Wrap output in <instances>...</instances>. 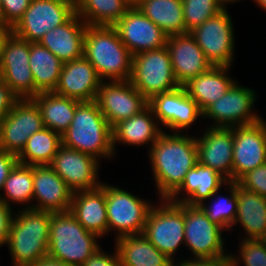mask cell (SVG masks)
<instances>
[{
	"label": "cell",
	"mask_w": 266,
	"mask_h": 266,
	"mask_svg": "<svg viewBox=\"0 0 266 266\" xmlns=\"http://www.w3.org/2000/svg\"><path fill=\"white\" fill-rule=\"evenodd\" d=\"M112 242L122 266H172L174 263L143 234L123 236Z\"/></svg>",
	"instance_id": "f546056e"
},
{
	"label": "cell",
	"mask_w": 266,
	"mask_h": 266,
	"mask_svg": "<svg viewBox=\"0 0 266 266\" xmlns=\"http://www.w3.org/2000/svg\"><path fill=\"white\" fill-rule=\"evenodd\" d=\"M0 200L14 210L32 208L33 166L21 163L14 166L3 184Z\"/></svg>",
	"instance_id": "836d02e7"
},
{
	"label": "cell",
	"mask_w": 266,
	"mask_h": 266,
	"mask_svg": "<svg viewBox=\"0 0 266 266\" xmlns=\"http://www.w3.org/2000/svg\"><path fill=\"white\" fill-rule=\"evenodd\" d=\"M95 101L111 127L148 106V100L129 80L102 81Z\"/></svg>",
	"instance_id": "e0dca14e"
},
{
	"label": "cell",
	"mask_w": 266,
	"mask_h": 266,
	"mask_svg": "<svg viewBox=\"0 0 266 266\" xmlns=\"http://www.w3.org/2000/svg\"><path fill=\"white\" fill-rule=\"evenodd\" d=\"M30 42L11 30L5 36L0 53V77L20 99L35 96L34 77L29 66Z\"/></svg>",
	"instance_id": "4fadbf2b"
},
{
	"label": "cell",
	"mask_w": 266,
	"mask_h": 266,
	"mask_svg": "<svg viewBox=\"0 0 266 266\" xmlns=\"http://www.w3.org/2000/svg\"><path fill=\"white\" fill-rule=\"evenodd\" d=\"M132 0H82L76 13L91 26H113L132 6Z\"/></svg>",
	"instance_id": "8d00e7d4"
},
{
	"label": "cell",
	"mask_w": 266,
	"mask_h": 266,
	"mask_svg": "<svg viewBox=\"0 0 266 266\" xmlns=\"http://www.w3.org/2000/svg\"><path fill=\"white\" fill-rule=\"evenodd\" d=\"M19 99L0 77V122Z\"/></svg>",
	"instance_id": "ee69618b"
},
{
	"label": "cell",
	"mask_w": 266,
	"mask_h": 266,
	"mask_svg": "<svg viewBox=\"0 0 266 266\" xmlns=\"http://www.w3.org/2000/svg\"><path fill=\"white\" fill-rule=\"evenodd\" d=\"M114 185L105 181L108 236L113 234L115 241L123 236L143 234L147 216L156 200Z\"/></svg>",
	"instance_id": "8992f818"
},
{
	"label": "cell",
	"mask_w": 266,
	"mask_h": 266,
	"mask_svg": "<svg viewBox=\"0 0 266 266\" xmlns=\"http://www.w3.org/2000/svg\"><path fill=\"white\" fill-rule=\"evenodd\" d=\"M146 154L156 199H169L198 163L196 133L163 132Z\"/></svg>",
	"instance_id": "6da1fadb"
},
{
	"label": "cell",
	"mask_w": 266,
	"mask_h": 266,
	"mask_svg": "<svg viewBox=\"0 0 266 266\" xmlns=\"http://www.w3.org/2000/svg\"><path fill=\"white\" fill-rule=\"evenodd\" d=\"M75 13L74 8L58 0H31L11 31L31 43L39 42L48 31L63 25Z\"/></svg>",
	"instance_id": "9a60e30c"
},
{
	"label": "cell",
	"mask_w": 266,
	"mask_h": 266,
	"mask_svg": "<svg viewBox=\"0 0 266 266\" xmlns=\"http://www.w3.org/2000/svg\"><path fill=\"white\" fill-rule=\"evenodd\" d=\"M227 182L218 172L198 162L187 172L182 185L169 200L174 203L199 205Z\"/></svg>",
	"instance_id": "83f0119b"
},
{
	"label": "cell",
	"mask_w": 266,
	"mask_h": 266,
	"mask_svg": "<svg viewBox=\"0 0 266 266\" xmlns=\"http://www.w3.org/2000/svg\"><path fill=\"white\" fill-rule=\"evenodd\" d=\"M101 164L91 155L61 145L50 166L73 192H77L102 185Z\"/></svg>",
	"instance_id": "2e32d148"
},
{
	"label": "cell",
	"mask_w": 266,
	"mask_h": 266,
	"mask_svg": "<svg viewBox=\"0 0 266 266\" xmlns=\"http://www.w3.org/2000/svg\"><path fill=\"white\" fill-rule=\"evenodd\" d=\"M10 29L7 26H0V53L3 40L5 36L9 33Z\"/></svg>",
	"instance_id": "c3c4849f"
},
{
	"label": "cell",
	"mask_w": 266,
	"mask_h": 266,
	"mask_svg": "<svg viewBox=\"0 0 266 266\" xmlns=\"http://www.w3.org/2000/svg\"><path fill=\"white\" fill-rule=\"evenodd\" d=\"M237 206L236 182L232 181H228L210 198L199 204L207 217L228 234L237 215Z\"/></svg>",
	"instance_id": "e575fe53"
},
{
	"label": "cell",
	"mask_w": 266,
	"mask_h": 266,
	"mask_svg": "<svg viewBox=\"0 0 266 266\" xmlns=\"http://www.w3.org/2000/svg\"><path fill=\"white\" fill-rule=\"evenodd\" d=\"M38 106L44 127L62 135L71 125L80 101L60 96L54 92H42L31 98Z\"/></svg>",
	"instance_id": "4dcf8cb0"
},
{
	"label": "cell",
	"mask_w": 266,
	"mask_h": 266,
	"mask_svg": "<svg viewBox=\"0 0 266 266\" xmlns=\"http://www.w3.org/2000/svg\"><path fill=\"white\" fill-rule=\"evenodd\" d=\"M103 248H105V245L96 250L82 266H122L114 245L112 252L110 251L111 249L108 252V250L105 251Z\"/></svg>",
	"instance_id": "b9f144b4"
},
{
	"label": "cell",
	"mask_w": 266,
	"mask_h": 266,
	"mask_svg": "<svg viewBox=\"0 0 266 266\" xmlns=\"http://www.w3.org/2000/svg\"><path fill=\"white\" fill-rule=\"evenodd\" d=\"M87 24L75 13L66 23L48 31L39 44L63 63L83 57Z\"/></svg>",
	"instance_id": "4316f807"
},
{
	"label": "cell",
	"mask_w": 266,
	"mask_h": 266,
	"mask_svg": "<svg viewBox=\"0 0 266 266\" xmlns=\"http://www.w3.org/2000/svg\"><path fill=\"white\" fill-rule=\"evenodd\" d=\"M238 240L236 248L239 250L229 251L231 266H266L264 239H237V242Z\"/></svg>",
	"instance_id": "74e56055"
},
{
	"label": "cell",
	"mask_w": 266,
	"mask_h": 266,
	"mask_svg": "<svg viewBox=\"0 0 266 266\" xmlns=\"http://www.w3.org/2000/svg\"><path fill=\"white\" fill-rule=\"evenodd\" d=\"M113 27L132 56L166 46L168 35L134 4Z\"/></svg>",
	"instance_id": "d6986e66"
},
{
	"label": "cell",
	"mask_w": 266,
	"mask_h": 266,
	"mask_svg": "<svg viewBox=\"0 0 266 266\" xmlns=\"http://www.w3.org/2000/svg\"><path fill=\"white\" fill-rule=\"evenodd\" d=\"M30 266H70V265H67L56 258L46 255L44 257H41L38 261L31 264Z\"/></svg>",
	"instance_id": "7dc6e473"
},
{
	"label": "cell",
	"mask_w": 266,
	"mask_h": 266,
	"mask_svg": "<svg viewBox=\"0 0 266 266\" xmlns=\"http://www.w3.org/2000/svg\"><path fill=\"white\" fill-rule=\"evenodd\" d=\"M166 47L174 76L180 86L212 67L190 32L169 35Z\"/></svg>",
	"instance_id": "7402d4cb"
},
{
	"label": "cell",
	"mask_w": 266,
	"mask_h": 266,
	"mask_svg": "<svg viewBox=\"0 0 266 266\" xmlns=\"http://www.w3.org/2000/svg\"><path fill=\"white\" fill-rule=\"evenodd\" d=\"M233 67L212 66L208 71L190 79L183 85L187 94L203 112L209 105L219 100L237 81L231 77Z\"/></svg>",
	"instance_id": "f1b7e54d"
},
{
	"label": "cell",
	"mask_w": 266,
	"mask_h": 266,
	"mask_svg": "<svg viewBox=\"0 0 266 266\" xmlns=\"http://www.w3.org/2000/svg\"><path fill=\"white\" fill-rule=\"evenodd\" d=\"M58 1L64 2L76 10L82 0H58Z\"/></svg>",
	"instance_id": "681fc988"
},
{
	"label": "cell",
	"mask_w": 266,
	"mask_h": 266,
	"mask_svg": "<svg viewBox=\"0 0 266 266\" xmlns=\"http://www.w3.org/2000/svg\"><path fill=\"white\" fill-rule=\"evenodd\" d=\"M185 30L192 31L225 7L220 0H182Z\"/></svg>",
	"instance_id": "f35d334b"
},
{
	"label": "cell",
	"mask_w": 266,
	"mask_h": 266,
	"mask_svg": "<svg viewBox=\"0 0 266 266\" xmlns=\"http://www.w3.org/2000/svg\"><path fill=\"white\" fill-rule=\"evenodd\" d=\"M177 204L184 211L185 251L187 250V254H184L186 255L185 259L203 260L229 257L230 249L228 250L226 243L231 237L226 238L229 237L227 232L212 222L199 205Z\"/></svg>",
	"instance_id": "52a82bcc"
},
{
	"label": "cell",
	"mask_w": 266,
	"mask_h": 266,
	"mask_svg": "<svg viewBox=\"0 0 266 266\" xmlns=\"http://www.w3.org/2000/svg\"><path fill=\"white\" fill-rule=\"evenodd\" d=\"M61 145V135L44 127L28 138L24 149L17 156L18 163L30 166L50 165Z\"/></svg>",
	"instance_id": "d590c367"
},
{
	"label": "cell",
	"mask_w": 266,
	"mask_h": 266,
	"mask_svg": "<svg viewBox=\"0 0 266 266\" xmlns=\"http://www.w3.org/2000/svg\"><path fill=\"white\" fill-rule=\"evenodd\" d=\"M184 227L183 209L169 199H157L147 216L143 235L159 251L177 262L185 259Z\"/></svg>",
	"instance_id": "ba28073f"
},
{
	"label": "cell",
	"mask_w": 266,
	"mask_h": 266,
	"mask_svg": "<svg viewBox=\"0 0 266 266\" xmlns=\"http://www.w3.org/2000/svg\"><path fill=\"white\" fill-rule=\"evenodd\" d=\"M73 193L50 165L33 166V209L52 213L67 212Z\"/></svg>",
	"instance_id": "44dd1931"
},
{
	"label": "cell",
	"mask_w": 266,
	"mask_h": 266,
	"mask_svg": "<svg viewBox=\"0 0 266 266\" xmlns=\"http://www.w3.org/2000/svg\"><path fill=\"white\" fill-rule=\"evenodd\" d=\"M101 83L96 69L83 56L63 64L54 93L80 102L95 101Z\"/></svg>",
	"instance_id": "603a6c76"
},
{
	"label": "cell",
	"mask_w": 266,
	"mask_h": 266,
	"mask_svg": "<svg viewBox=\"0 0 266 266\" xmlns=\"http://www.w3.org/2000/svg\"><path fill=\"white\" fill-rule=\"evenodd\" d=\"M69 211L86 230L108 237L105 181L96 189L74 192Z\"/></svg>",
	"instance_id": "484cf974"
},
{
	"label": "cell",
	"mask_w": 266,
	"mask_h": 266,
	"mask_svg": "<svg viewBox=\"0 0 266 266\" xmlns=\"http://www.w3.org/2000/svg\"><path fill=\"white\" fill-rule=\"evenodd\" d=\"M266 163V118L234 127L233 182Z\"/></svg>",
	"instance_id": "ffe728a7"
},
{
	"label": "cell",
	"mask_w": 266,
	"mask_h": 266,
	"mask_svg": "<svg viewBox=\"0 0 266 266\" xmlns=\"http://www.w3.org/2000/svg\"><path fill=\"white\" fill-rule=\"evenodd\" d=\"M228 8L190 31L212 66L232 67L236 62L237 35Z\"/></svg>",
	"instance_id": "30bf717a"
},
{
	"label": "cell",
	"mask_w": 266,
	"mask_h": 266,
	"mask_svg": "<svg viewBox=\"0 0 266 266\" xmlns=\"http://www.w3.org/2000/svg\"><path fill=\"white\" fill-rule=\"evenodd\" d=\"M242 1L244 0H220L221 4L225 7V8H228L230 9V5H234L235 3L238 4V2L242 3ZM229 5V6H228Z\"/></svg>",
	"instance_id": "f907efd6"
},
{
	"label": "cell",
	"mask_w": 266,
	"mask_h": 266,
	"mask_svg": "<svg viewBox=\"0 0 266 266\" xmlns=\"http://www.w3.org/2000/svg\"><path fill=\"white\" fill-rule=\"evenodd\" d=\"M148 105L152 108L163 132L189 133L194 131L191 129L198 121L201 126L203 124V121H200L203 119V112L183 86L154 95L148 101Z\"/></svg>",
	"instance_id": "7c38bea8"
},
{
	"label": "cell",
	"mask_w": 266,
	"mask_h": 266,
	"mask_svg": "<svg viewBox=\"0 0 266 266\" xmlns=\"http://www.w3.org/2000/svg\"><path fill=\"white\" fill-rule=\"evenodd\" d=\"M101 240L97 234L86 230L70 211L53 213L47 255L70 266H82L103 246Z\"/></svg>",
	"instance_id": "5b68a950"
},
{
	"label": "cell",
	"mask_w": 266,
	"mask_h": 266,
	"mask_svg": "<svg viewBox=\"0 0 266 266\" xmlns=\"http://www.w3.org/2000/svg\"><path fill=\"white\" fill-rule=\"evenodd\" d=\"M44 128L43 119L31 98L19 99L0 122V150L18 156L28 138Z\"/></svg>",
	"instance_id": "5bb4252c"
},
{
	"label": "cell",
	"mask_w": 266,
	"mask_h": 266,
	"mask_svg": "<svg viewBox=\"0 0 266 266\" xmlns=\"http://www.w3.org/2000/svg\"><path fill=\"white\" fill-rule=\"evenodd\" d=\"M62 145L88 154L101 163L116 159L112 144V127L96 101L80 102L68 129L61 135ZM110 160V161H109Z\"/></svg>",
	"instance_id": "7a4b0ae2"
},
{
	"label": "cell",
	"mask_w": 266,
	"mask_h": 266,
	"mask_svg": "<svg viewBox=\"0 0 266 266\" xmlns=\"http://www.w3.org/2000/svg\"><path fill=\"white\" fill-rule=\"evenodd\" d=\"M52 214L33 208L15 211L6 246L11 266H30L47 255Z\"/></svg>",
	"instance_id": "3957f363"
},
{
	"label": "cell",
	"mask_w": 266,
	"mask_h": 266,
	"mask_svg": "<svg viewBox=\"0 0 266 266\" xmlns=\"http://www.w3.org/2000/svg\"><path fill=\"white\" fill-rule=\"evenodd\" d=\"M63 64L46 47L30 42L29 66L34 77L35 95L55 91Z\"/></svg>",
	"instance_id": "1f68e13d"
},
{
	"label": "cell",
	"mask_w": 266,
	"mask_h": 266,
	"mask_svg": "<svg viewBox=\"0 0 266 266\" xmlns=\"http://www.w3.org/2000/svg\"><path fill=\"white\" fill-rule=\"evenodd\" d=\"M31 0H2L0 21L10 30L22 18Z\"/></svg>",
	"instance_id": "ab89813d"
},
{
	"label": "cell",
	"mask_w": 266,
	"mask_h": 266,
	"mask_svg": "<svg viewBox=\"0 0 266 266\" xmlns=\"http://www.w3.org/2000/svg\"><path fill=\"white\" fill-rule=\"evenodd\" d=\"M129 81L148 101L180 87L166 46L133 55Z\"/></svg>",
	"instance_id": "8fae6325"
},
{
	"label": "cell",
	"mask_w": 266,
	"mask_h": 266,
	"mask_svg": "<svg viewBox=\"0 0 266 266\" xmlns=\"http://www.w3.org/2000/svg\"><path fill=\"white\" fill-rule=\"evenodd\" d=\"M240 84L239 80L236 81L223 97L203 111L202 121L209 122L205 126L232 128L251 125L263 118V114L255 109L259 99L257 90Z\"/></svg>",
	"instance_id": "9c48e42d"
},
{
	"label": "cell",
	"mask_w": 266,
	"mask_h": 266,
	"mask_svg": "<svg viewBox=\"0 0 266 266\" xmlns=\"http://www.w3.org/2000/svg\"><path fill=\"white\" fill-rule=\"evenodd\" d=\"M205 127L195 131L198 162L233 182L234 127Z\"/></svg>",
	"instance_id": "ac0fdd59"
},
{
	"label": "cell",
	"mask_w": 266,
	"mask_h": 266,
	"mask_svg": "<svg viewBox=\"0 0 266 266\" xmlns=\"http://www.w3.org/2000/svg\"><path fill=\"white\" fill-rule=\"evenodd\" d=\"M2 0H0V13H1Z\"/></svg>",
	"instance_id": "f5cc1de1"
},
{
	"label": "cell",
	"mask_w": 266,
	"mask_h": 266,
	"mask_svg": "<svg viewBox=\"0 0 266 266\" xmlns=\"http://www.w3.org/2000/svg\"><path fill=\"white\" fill-rule=\"evenodd\" d=\"M252 2L266 12V0H252Z\"/></svg>",
	"instance_id": "816d5d0a"
},
{
	"label": "cell",
	"mask_w": 266,
	"mask_h": 266,
	"mask_svg": "<svg viewBox=\"0 0 266 266\" xmlns=\"http://www.w3.org/2000/svg\"><path fill=\"white\" fill-rule=\"evenodd\" d=\"M172 266H231L229 257L203 260L183 259L174 262Z\"/></svg>",
	"instance_id": "bcb514c9"
},
{
	"label": "cell",
	"mask_w": 266,
	"mask_h": 266,
	"mask_svg": "<svg viewBox=\"0 0 266 266\" xmlns=\"http://www.w3.org/2000/svg\"><path fill=\"white\" fill-rule=\"evenodd\" d=\"M83 56L94 66L102 81L130 79L133 56L113 26L87 25Z\"/></svg>",
	"instance_id": "277c9868"
},
{
	"label": "cell",
	"mask_w": 266,
	"mask_h": 266,
	"mask_svg": "<svg viewBox=\"0 0 266 266\" xmlns=\"http://www.w3.org/2000/svg\"><path fill=\"white\" fill-rule=\"evenodd\" d=\"M15 211L11 206L0 200V249H4L7 246L11 222Z\"/></svg>",
	"instance_id": "7bdbcfd3"
},
{
	"label": "cell",
	"mask_w": 266,
	"mask_h": 266,
	"mask_svg": "<svg viewBox=\"0 0 266 266\" xmlns=\"http://www.w3.org/2000/svg\"><path fill=\"white\" fill-rule=\"evenodd\" d=\"M237 183L266 198V163L244 174Z\"/></svg>",
	"instance_id": "60d3db41"
},
{
	"label": "cell",
	"mask_w": 266,
	"mask_h": 266,
	"mask_svg": "<svg viewBox=\"0 0 266 266\" xmlns=\"http://www.w3.org/2000/svg\"><path fill=\"white\" fill-rule=\"evenodd\" d=\"M236 194L237 215L231 227L230 236L238 229L240 234L236 235L238 237L236 239L266 238V198L257 192L244 189L237 182Z\"/></svg>",
	"instance_id": "d4e9b609"
},
{
	"label": "cell",
	"mask_w": 266,
	"mask_h": 266,
	"mask_svg": "<svg viewBox=\"0 0 266 266\" xmlns=\"http://www.w3.org/2000/svg\"><path fill=\"white\" fill-rule=\"evenodd\" d=\"M134 5L168 36L188 33L182 0H135Z\"/></svg>",
	"instance_id": "d6a6232c"
},
{
	"label": "cell",
	"mask_w": 266,
	"mask_h": 266,
	"mask_svg": "<svg viewBox=\"0 0 266 266\" xmlns=\"http://www.w3.org/2000/svg\"><path fill=\"white\" fill-rule=\"evenodd\" d=\"M17 163L16 155L0 150V194L7 176Z\"/></svg>",
	"instance_id": "f6af8a7d"
},
{
	"label": "cell",
	"mask_w": 266,
	"mask_h": 266,
	"mask_svg": "<svg viewBox=\"0 0 266 266\" xmlns=\"http://www.w3.org/2000/svg\"><path fill=\"white\" fill-rule=\"evenodd\" d=\"M163 133L152 108L148 105L140 113L117 123L112 127V144L115 156L120 152L118 146H128L138 149L140 146L147 147V151Z\"/></svg>",
	"instance_id": "cb8c5ba5"
}]
</instances>
